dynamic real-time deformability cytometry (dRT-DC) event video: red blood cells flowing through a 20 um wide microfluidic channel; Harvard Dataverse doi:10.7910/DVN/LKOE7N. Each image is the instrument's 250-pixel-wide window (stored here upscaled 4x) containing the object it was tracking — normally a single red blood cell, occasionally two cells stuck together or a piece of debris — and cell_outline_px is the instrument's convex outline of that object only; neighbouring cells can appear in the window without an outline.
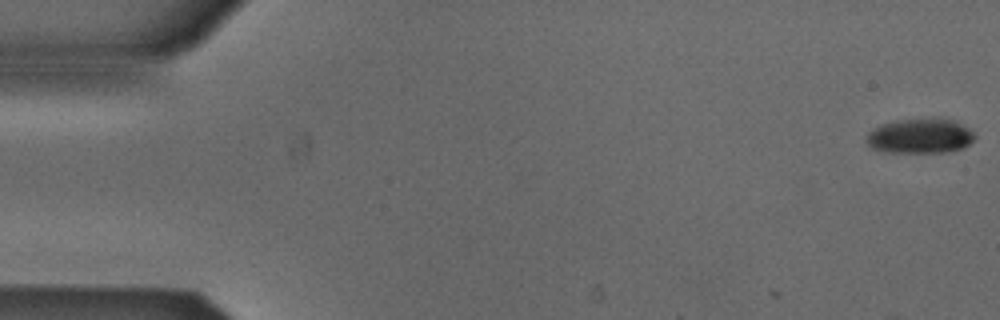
{"species": "Egyptian fruit bat (a non-hibernating species)", "species_latin": "Rousettus aegyptiacus", "temperature_condition": "cold", "stored_images_in_passage": 3, "camera_frame_rate_fps": 3000, "um_per_image_px": 0.085, "animal": {"sex": "male"}, "frame": {"image": 1, "passage_image": 1, "time_ms": 0.0, "image_size_px": [1000, 320], "cell_outline_px": [[976, 136], [964, 148], [948, 152], [884, 152], [872, 148], [868, 144], [868, 132], [880, 124], [896, 120], [952, 120], [968, 128]], "centroid_in_image_um": [78.19, 11.59], "position_along_channel_um": 6.8, "area_um2": 21.44}}